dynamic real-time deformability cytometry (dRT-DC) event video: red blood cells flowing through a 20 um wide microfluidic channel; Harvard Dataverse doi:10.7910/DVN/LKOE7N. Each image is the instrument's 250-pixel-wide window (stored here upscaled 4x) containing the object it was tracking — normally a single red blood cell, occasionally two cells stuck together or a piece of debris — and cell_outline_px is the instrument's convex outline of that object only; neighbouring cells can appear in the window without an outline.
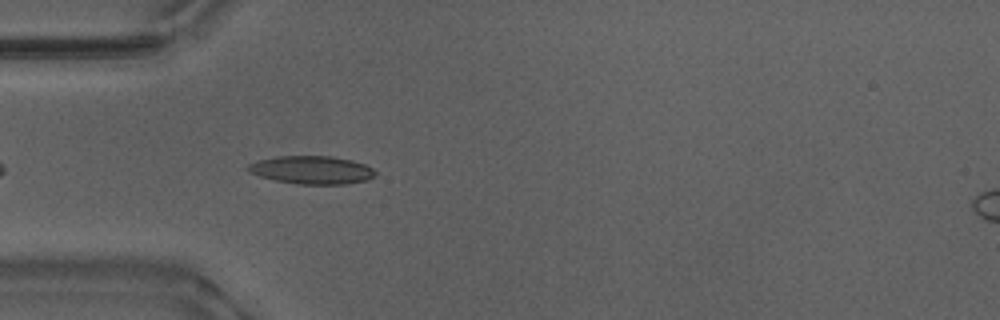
{"species": "Egyptian fruit bat (a non-hibernating species)", "species_latin": "Rousettus aegyptiacus", "temperature_condition": "warm", "stored_images_in_passage": 41, "camera_frame_rate_fps": 3000, "um_per_image_px": 0.085, "animal": {"sex": "male"}, "frame": {"image": 1, "passage_image": 4, "time_ms": 1.0, "image_size_px": [1000, 320], "cell_outline_px": [[376, 172], [368, 180], [344, 184], [300, 184], [276, 180], [260, 176], [248, 172], [244, 168], [248, 164], [260, 160], [276, 156], [332, 156], [352, 160], [364, 164], [372, 168]], "centroid_in_image_um": [26.47, 14.44], "position_along_channel_um": 58.5, "area_um2": 20.75}}
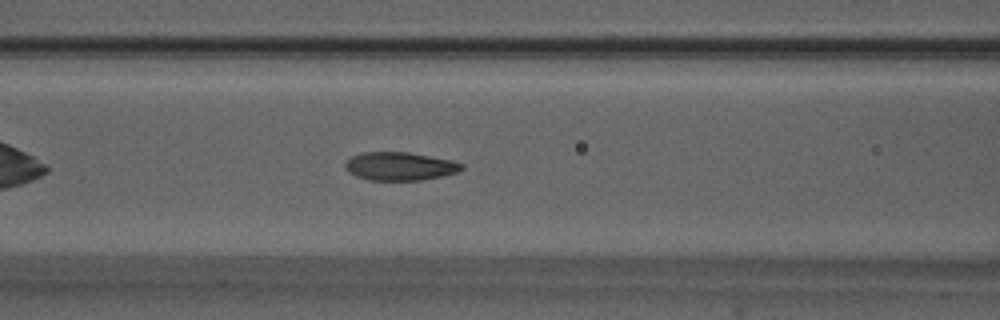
{"frame": {"image": 2, "passage_image": 10, "time_ms": 3.0, "image_size_px": [1000, 320], "cell_outline_px": [[464, 168], [460, 172], [420, 180], [368, 180], [356, 176], [348, 172], [344, 168], [344, 164], [352, 156], [360, 152], [408, 152], [452, 160], [464, 164]], "centroid_in_image_um": [33.98, 14.13], "position_along_channel_um": 132.6, "area_um2": 19.31}}
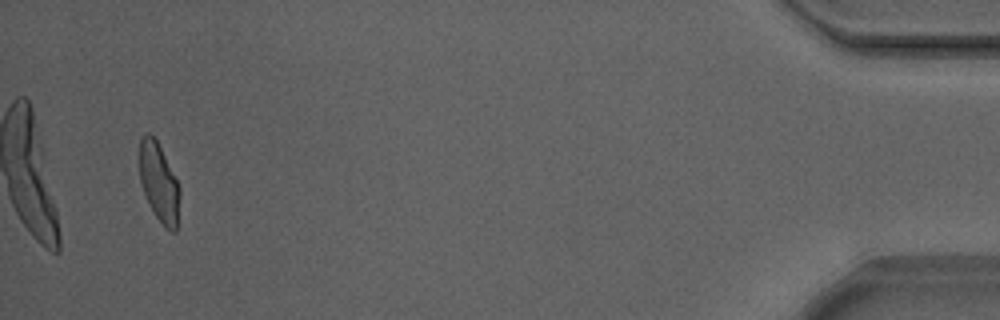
{"frame": {"image": 3, "passage_image": 39, "time_ms": 12.667, "image_size_px": [1000, 320], "cell_outline_px": [[180, 196], [176, 232], [172, 232], [164, 228], [156, 216], [144, 196], [140, 184], [140, 136], [144, 132], [148, 132], [156, 140], [180, 188]], "centroid_in_image_um": [13.5, 15.55], "position_along_channel_um": 421.7, "area_um2": 18.38}, "authors_computed_cell_mechanics": {"area_um2": 19.3052, "velocity_mm_per_s": 3.8632, "shape_relaxation_time_tau1_ms": 3.0271, "shape_relaxation_time_tau2_ms": 0.7745, "deformation_change_tau1": 0.1647, "deformation_change_tau2": 0.0731}}